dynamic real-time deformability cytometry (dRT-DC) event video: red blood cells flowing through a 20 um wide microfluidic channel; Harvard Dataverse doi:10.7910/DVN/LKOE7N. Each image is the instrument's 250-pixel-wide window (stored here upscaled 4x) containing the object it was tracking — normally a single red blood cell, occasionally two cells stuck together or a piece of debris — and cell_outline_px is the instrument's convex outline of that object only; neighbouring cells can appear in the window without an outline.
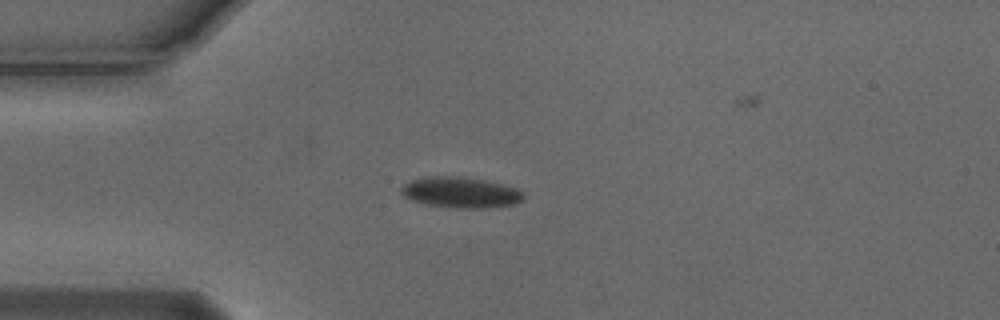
{"species": "Egyptian fruit bat (a non-hibernating species)", "species_latin": "Rousettus aegyptiacus", "temperature_condition": "cold", "stored_images_in_passage": 2, "camera_frame_rate_fps": 3000, "um_per_image_px": 0.085, "animal": {"sex": "male"}, "frame": {"image": 1, "passage_image": 1, "time_ms": 0.0, "image_size_px": [1000, 320], "cell_outline_px": [[524, 200], [516, 204], [484, 208], [448, 208], [428, 204], [412, 200], [404, 196], [400, 192], [400, 188], [404, 184], [412, 180], [428, 176], [452, 176], [484, 180], [520, 188], [524, 192]], "centroid_in_image_um": [39.2, 16.36], "position_along_channel_um": 45.8, "area_um2": 22.08}}